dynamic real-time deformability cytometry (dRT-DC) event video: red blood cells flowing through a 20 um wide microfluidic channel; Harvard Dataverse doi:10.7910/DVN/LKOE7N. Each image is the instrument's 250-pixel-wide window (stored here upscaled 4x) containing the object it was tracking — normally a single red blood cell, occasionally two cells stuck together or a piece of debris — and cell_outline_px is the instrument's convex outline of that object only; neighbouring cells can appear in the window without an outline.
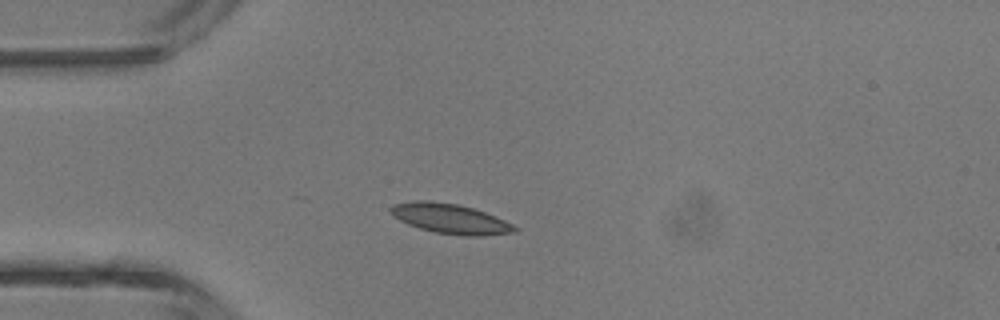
{"species": "common noctule bat (a hibernating species)", "species_latin": "Nyctalus noctula", "temperature_condition": "room temperature", "stored_images_in_passage": 3, "camera_frame_rate_fps": 3000, "um_per_image_px": 0.085, "animal": {"sex": "male", "body_mass_g": 13.3}, "frame": {"image": 1, "passage_image": 3, "time_ms": 2.333, "image_size_px": [1000, 320], "cell_outline_px": [[520, 228], [516, 232], [480, 236], [468, 236], [436, 232], [420, 228], [408, 224], [392, 216], [388, 212], [388, 208], [392, 204], [416, 200], [428, 200], [456, 204], [472, 208], [484, 212], [504, 220]], "centroid_in_image_um": [38.23, 18.58], "position_along_channel_um": 46.8, "area_um2": 21.56}}